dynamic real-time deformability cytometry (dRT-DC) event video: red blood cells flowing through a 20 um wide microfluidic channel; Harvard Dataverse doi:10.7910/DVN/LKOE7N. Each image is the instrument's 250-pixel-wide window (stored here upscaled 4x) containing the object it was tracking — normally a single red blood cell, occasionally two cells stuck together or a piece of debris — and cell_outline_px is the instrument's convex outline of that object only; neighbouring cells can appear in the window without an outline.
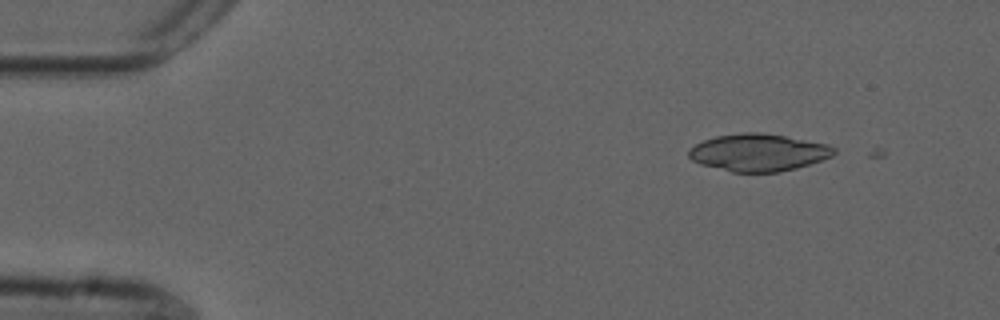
{"species": "common noctule bat (a hibernating species)", "species_latin": "Nyctalus noctula", "temperature_condition": "cold", "stored_images_in_passage": 5, "camera_frame_rate_fps": 3000, "um_per_image_px": 0.085, "animal": {"sex": "male", "forearm_length_mm": 52.5}, "frame": {"image": 1, "passage_image": 3, "time_ms": 0.667, "image_size_px": [1000, 320], "cell_outline_px": [[836, 152], [832, 156], [796, 168], [780, 172], [732, 172], [700, 164], [692, 160], [688, 156], [688, 148], [704, 140], [716, 136], [744, 132], [760, 132], [784, 136], [828, 144], [836, 148]], "centroid_in_image_um": [64.44, 12.96], "position_along_channel_um": 20.6, "area_um2": 31.5}}